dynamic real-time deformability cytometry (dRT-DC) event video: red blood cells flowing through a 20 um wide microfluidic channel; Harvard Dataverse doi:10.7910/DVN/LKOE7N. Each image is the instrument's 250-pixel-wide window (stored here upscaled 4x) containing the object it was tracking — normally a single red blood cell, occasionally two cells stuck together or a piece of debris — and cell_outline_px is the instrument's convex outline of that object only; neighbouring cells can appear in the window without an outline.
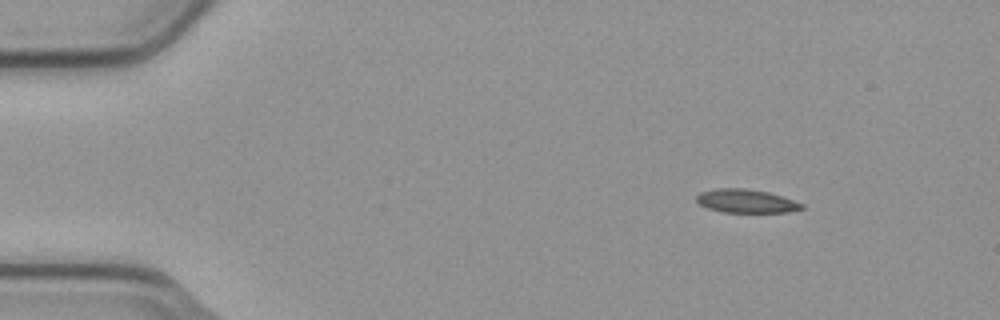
{"species": "common noctule bat (a hibernating species)", "species_latin": "Nyctalus noctula", "temperature_condition": "cold", "stored_images_in_passage": 49, "camera_frame_rate_fps": 3000, "um_per_image_px": 0.085, "animal": {"sex": "male", "body_mass_g": 23.1, "forearm_length_mm": 52.7}, "frame": {"image": 1, "passage_image": 1, "time_ms": 0.0, "image_size_px": [1000, 320], "cell_outline_px": [[804, 208], [788, 212], [724, 212], [708, 208], [700, 204], [696, 200], [696, 196], [700, 192], [716, 188], [744, 188], [768, 192], [804, 204]], "centroid_in_image_um": [63.4, 17.09], "position_along_channel_um": 21.6, "area_um2": 14.28}}
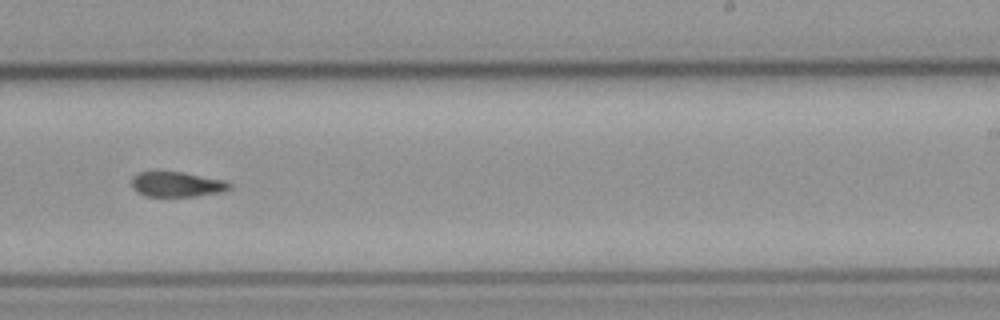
{"frame": {"image": 2, "passage_image": 28, "time_ms": 9.0, "image_size_px": [1000, 320], "cell_outline_px": [[232, 188], [224, 192], [196, 196], [144, 196], [136, 192], [132, 188], [132, 176], [140, 172], [184, 172], [228, 180], [232, 184]], "centroid_in_image_um": [15.1, 15.67], "position_along_channel_um": 273.9, "area_um2": 14.62}}
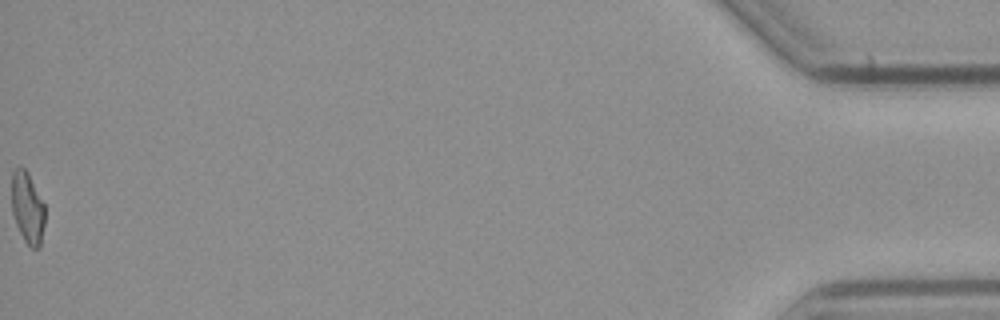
{"frame": {"image": 3, "passage_image": 49, "time_ms": 16.0, "image_size_px": [1000, 320], "cell_outline_px": [[44, 224], [40, 248], [32, 248], [24, 240], [16, 224], [12, 212], [12, 172], [16, 168], [24, 168], [28, 172], [44, 204]], "centroid_in_image_um": [2.34, 17.67], "position_along_channel_um": 432.9, "area_um2": 13.7}, "authors_computed_cell_mechanics": {"area_um2": 14.9124, "velocity_mm_per_s": 3.7753, "shape_relaxation_time_tau1_ms": 6.4915, "shape_relaxation_time_tau2_ms": 3.8097, "deformation_change_tau1": 0.1826, "deformation_change_tau2": 0.1164}}